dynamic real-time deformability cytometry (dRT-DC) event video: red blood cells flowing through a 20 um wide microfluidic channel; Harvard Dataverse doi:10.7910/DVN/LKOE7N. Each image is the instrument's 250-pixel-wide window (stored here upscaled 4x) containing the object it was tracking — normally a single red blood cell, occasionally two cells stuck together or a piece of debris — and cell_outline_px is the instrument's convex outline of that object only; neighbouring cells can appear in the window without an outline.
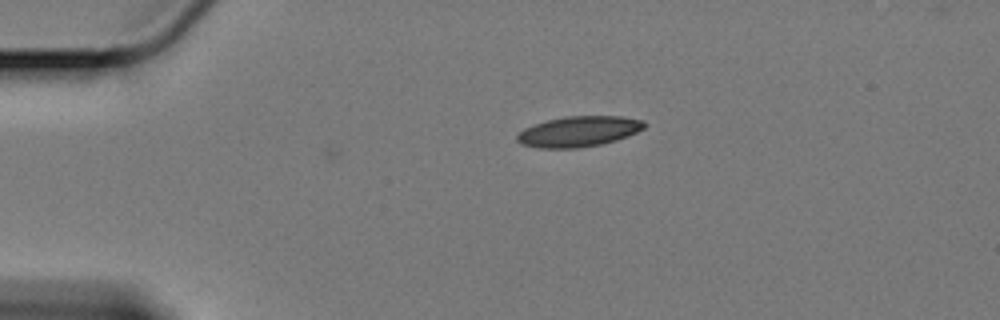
{"species": "Egyptian fruit bat (a non-hibernating species)", "species_latin": "Rousettus aegyptiacus", "temperature_condition": "cold", "stored_images_in_passage": 39, "camera_frame_rate_fps": 3000, "um_per_image_px": 0.085, "animal": {"sex": "female"}, "frame": {"image": 1, "passage_image": 1, "time_ms": 0.0, "image_size_px": [1000, 320], "cell_outline_px": [[648, 124], [644, 128], [628, 136], [616, 140], [600, 144], [576, 148], [540, 148], [520, 144], [516, 140], [516, 136], [524, 128], [548, 120], [564, 116], [620, 116], [644, 120]], "centroid_in_image_um": [49.2, 11.17], "position_along_channel_um": 35.8, "area_um2": 22.6}}
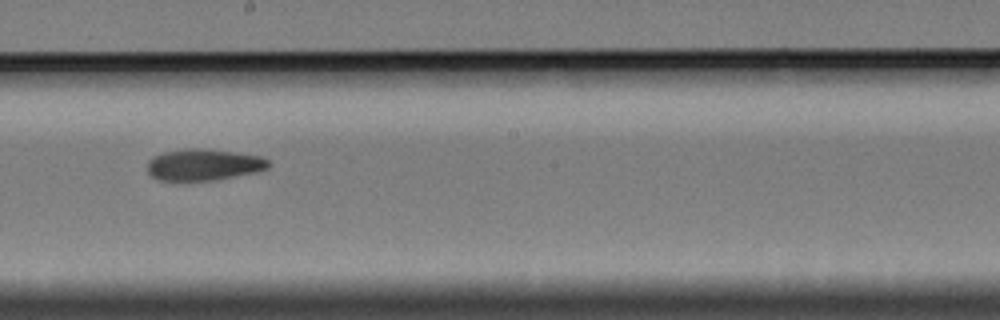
{"frame": {"image": 2, "passage_image": 22, "time_ms": 7.0, "image_size_px": [1000, 320], "cell_outline_px": [[272, 164], [268, 168], [256, 172], [212, 180], [160, 180], [152, 176], [148, 172], [148, 160], [152, 156], [164, 152], [188, 148], [200, 148], [232, 152], [260, 156], [268, 160]], "centroid_in_image_um": [17.3, 13.99], "position_along_channel_um": 230.9, "area_um2": 22.02}}
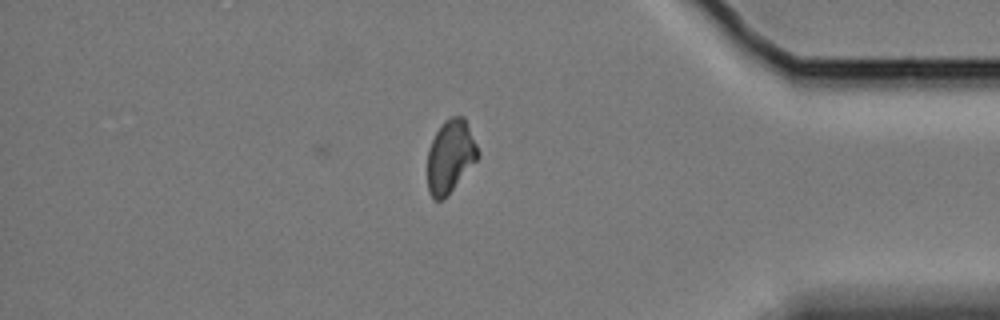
{"frame": {"image": 3, "passage_image": 39, "time_ms": 12.667, "image_size_px": [1000, 320], "cell_outline_px": [[480, 156], [452, 188], [440, 200], [436, 200], [432, 196], [428, 188], [428, 148], [436, 132], [444, 120], [452, 116], [464, 116], [480, 152]], "centroid_in_image_um": [38.28, 13.22], "position_along_channel_um": 396.9, "area_um2": 20.92}, "authors_computed_cell_mechanics": {"area_um2": 22.5998, "velocity_mm_per_s": 3.386, "shape_relaxation_time_tau1_ms": 10.5657, "shape_relaxation_time_tau2_ms": 6.2005, "deformation_change_tau1": 0.164, "deformation_change_tau2": 0.1109}}